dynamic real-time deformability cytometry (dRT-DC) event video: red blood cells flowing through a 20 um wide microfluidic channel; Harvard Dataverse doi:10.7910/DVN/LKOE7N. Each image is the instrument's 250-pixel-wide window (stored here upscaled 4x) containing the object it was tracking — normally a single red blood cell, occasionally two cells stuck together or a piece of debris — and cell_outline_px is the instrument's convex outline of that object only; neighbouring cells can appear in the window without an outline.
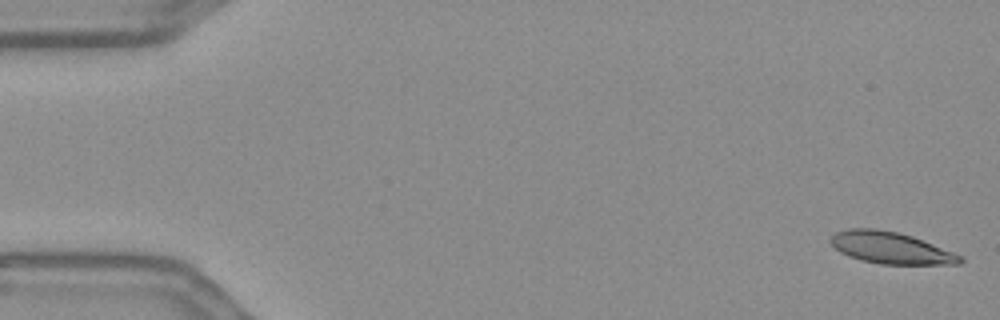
{"species": "Egyptian fruit bat (a non-hibernating species)", "species_latin": "Rousettus aegyptiacus", "temperature_condition": "warm", "stored_images_in_passage": 56, "camera_frame_rate_fps": 3000, "um_per_image_px": 0.085, "frame": {"image": 1, "passage_image": 1, "time_ms": 0.0, "image_size_px": [1000, 320], "cell_outline_px": [[964, 260], [960, 264], [880, 264], [860, 260], [848, 256], [840, 252], [828, 240], [836, 232], [848, 228], [876, 228], [896, 232], [912, 236], [964, 256]], "centroid_in_image_um": [75.71, 21.07], "position_along_channel_um": 9.3, "area_um2": 23.99}}
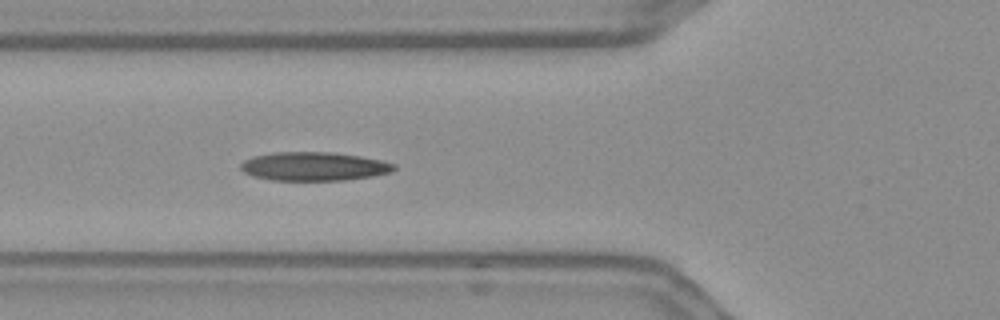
{"frame": {"image": 2, "passage_image": 20, "time_ms": 6.333, "image_size_px": [1000, 320], "cell_outline_px": [[396, 168], [392, 172], [372, 176], [344, 180], [272, 180], [252, 176], [244, 172], [240, 168], [240, 164], [244, 160], [252, 156], [272, 152], [336, 152], [360, 156], [380, 160], [396, 164]], "centroid_in_image_um": [26.67, 14.13], "position_along_channel_um": 99.1, "area_um2": 25.78}}
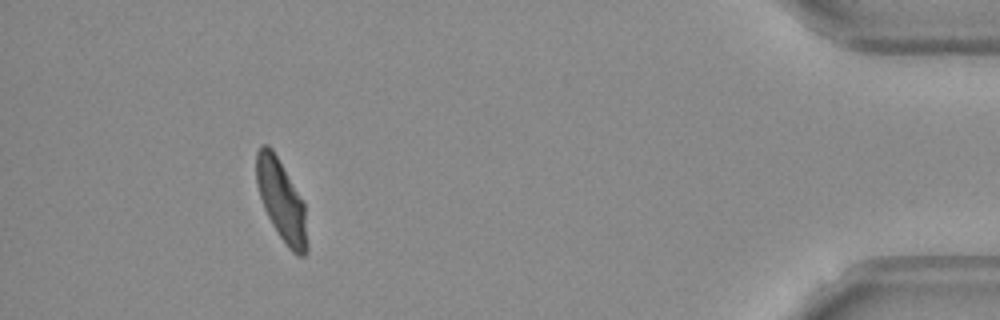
{"frame": {"image": 3, "passage_image": 51, "time_ms": 16.667, "image_size_px": [1000, 320], "cell_outline_px": [[308, 252], [304, 256], [296, 256], [288, 248], [272, 224], [264, 208], [256, 184], [256, 152], [264, 144], [268, 144], [272, 148], [304, 200], [308, 244]], "centroid_in_image_um": [23.95, 17.07], "position_along_channel_um": 411.3, "area_um2": 24.22}, "authors_computed_cell_mechanics": {"area_um2": 24.6806, "velocity_mm_per_s": 3.6097, "shape_relaxation_time_tau1_ms": null, "shape_relaxation_time_tau2_ms": 2.5282, "deformation_change_tau1": null, "deformation_change_tau2": 0.0938}}